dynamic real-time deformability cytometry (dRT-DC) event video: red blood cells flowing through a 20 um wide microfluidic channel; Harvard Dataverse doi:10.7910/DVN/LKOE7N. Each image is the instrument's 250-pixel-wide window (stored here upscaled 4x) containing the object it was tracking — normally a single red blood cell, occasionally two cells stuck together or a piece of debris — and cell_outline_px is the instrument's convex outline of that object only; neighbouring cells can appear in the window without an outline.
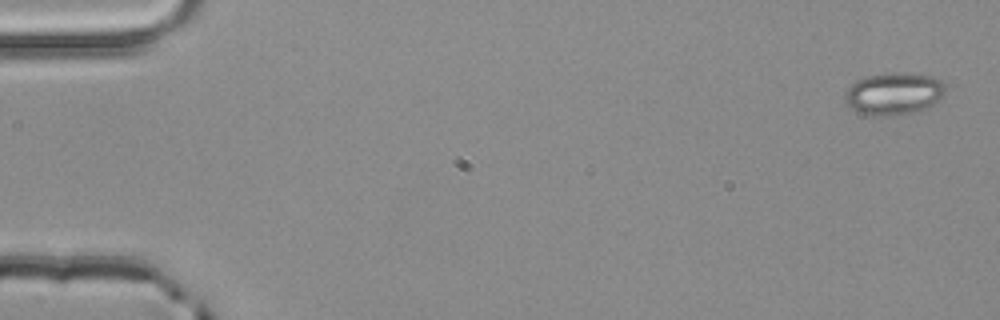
{"species": "common noctule bat (a hibernating species)", "species_latin": "Nyctalus noctula", "temperature_condition": "room temperature", "stored_images_in_passage": 4, "camera_frame_rate_fps": 3000, "um_per_image_px": 0.085, "animal": {"sex": "male", "body_mass_g": 20.4}, "frame": {"image": 1, "passage_image": 1, "time_ms": 0.0, "image_size_px": [1000, 320], "cell_outline_px": [[944, 96], [932, 104], [924, 108], [908, 112], [888, 116], [876, 116], [860, 112], [852, 108], [848, 104], [844, 92], [856, 80], [868, 76], [896, 72], [900, 72], [932, 76], [940, 80], [944, 84]], "centroid_in_image_um": [75.97, 7.94], "position_along_channel_um": 9.0, "area_um2": 24.22}}
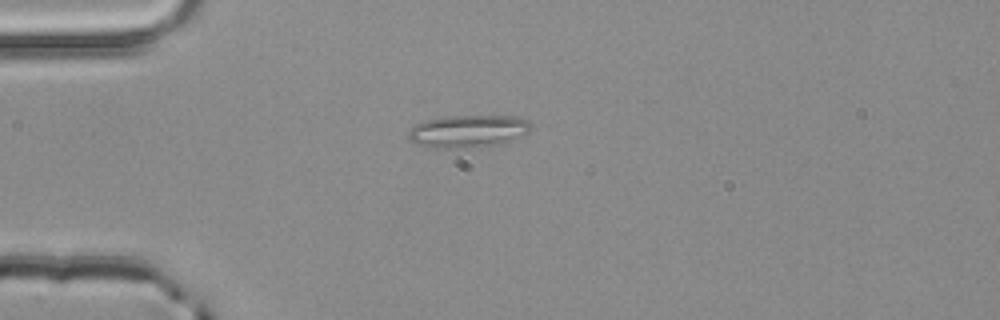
{"frame": {"image": 2, "passage_image": 4, "time_ms": 1.0, "image_size_px": [1000, 320], "cell_outline_px": [[532, 128], [528, 132], [504, 144], [468, 148], [428, 148], [416, 144], [408, 136], [408, 132], [416, 124], [428, 120], [444, 116], [516, 116], [528, 120], [532, 124]], "centroid_in_image_um": [39.82, 11.16], "position_along_channel_um": 45.2, "area_um2": 23.47}}